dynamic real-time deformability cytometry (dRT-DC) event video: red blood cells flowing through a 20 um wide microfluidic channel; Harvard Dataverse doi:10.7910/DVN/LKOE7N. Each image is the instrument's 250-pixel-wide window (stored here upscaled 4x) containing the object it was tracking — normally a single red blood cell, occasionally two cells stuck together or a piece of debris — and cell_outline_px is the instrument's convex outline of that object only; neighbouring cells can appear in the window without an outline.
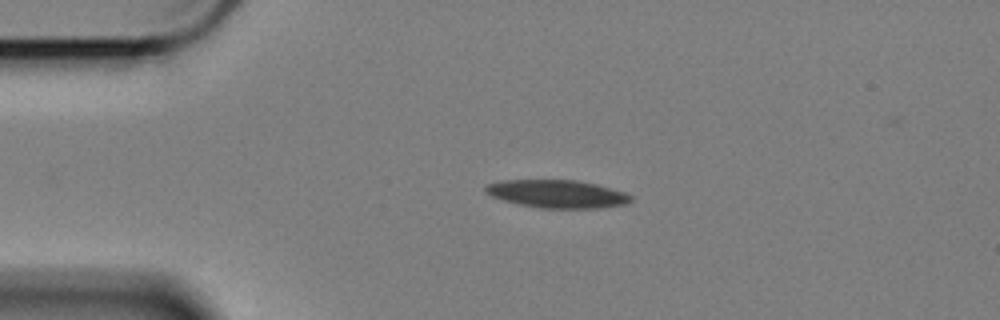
{"species": "Egyptian fruit bat (a non-hibernating species)", "species_latin": "Rousettus aegyptiacus", "temperature_condition": "cold", "stored_images_in_passage": 41, "camera_frame_rate_fps": 3000, "um_per_image_px": 0.085, "animal": {"sex": "female"}, "frame": {"image": 1, "passage_image": 1, "time_ms": 0.0, "image_size_px": [1000, 320], "cell_outline_px": [[632, 200], [628, 204], [596, 208], [540, 208], [520, 204], [504, 200], [492, 196], [484, 192], [484, 188], [488, 184], [504, 180], [576, 180], [596, 184], [612, 188], [624, 192], [632, 196]], "centroid_in_image_um": [47.39, 16.48], "position_along_channel_um": 37.6, "area_um2": 23.58}}
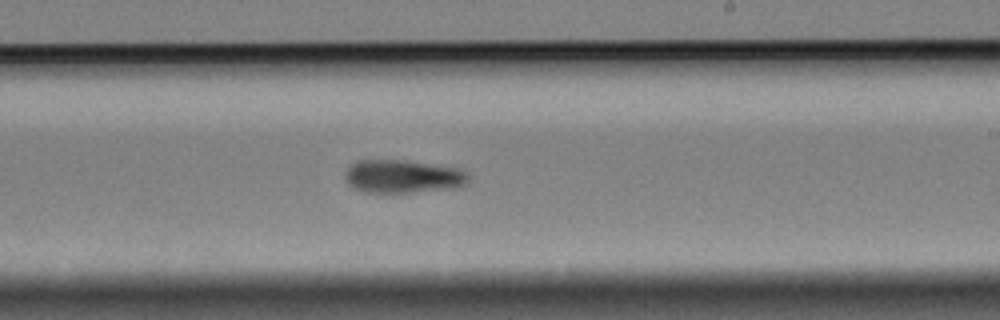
{"frame": {"image": 2, "passage_image": 23, "time_ms": 7.333, "image_size_px": [1000, 320], "cell_outline_px": [[468, 184], [452, 188], [408, 192], [364, 192], [352, 188], [348, 184], [344, 176], [344, 172], [348, 164], [356, 160], [404, 160], [456, 168], [464, 172], [468, 176]], "centroid_in_image_um": [34.14, 14.99], "position_along_channel_um": 254.9, "area_um2": 23.81}}
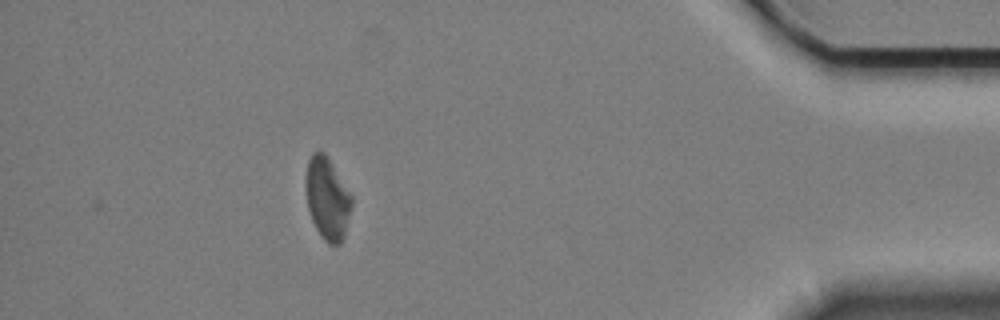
{"frame": {"image": 3, "passage_image": 41, "time_ms": 13.333, "image_size_px": [1000, 320], "cell_outline_px": [[352, 204], [344, 236], [340, 244], [328, 244], [320, 236], [312, 220], [308, 208], [308, 160], [312, 152], [324, 152], [352, 196]], "centroid_in_image_um": [27.85, 16.92], "position_along_channel_um": 407.3, "area_um2": 21.15}, "authors_computed_cell_mechanics": {"area_um2": 24.276, "velocity_mm_per_s": 3.3682, "shape_relaxation_time_tau1_ms": 3.3799, "shape_relaxation_time_tau2_ms": null, "deformation_change_tau1": 0.0946, "deformation_change_tau2": null}}